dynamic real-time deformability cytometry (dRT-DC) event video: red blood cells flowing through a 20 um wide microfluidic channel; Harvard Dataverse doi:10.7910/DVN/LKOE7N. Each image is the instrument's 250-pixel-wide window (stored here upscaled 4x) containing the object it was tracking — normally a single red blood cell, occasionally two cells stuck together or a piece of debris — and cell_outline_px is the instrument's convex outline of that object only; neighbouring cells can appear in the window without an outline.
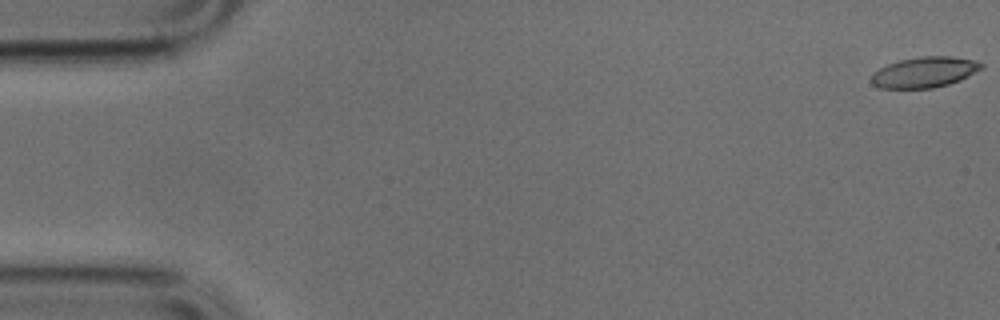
{"species": "common noctule bat (a hibernating species)", "species_latin": "Nyctalus noctula", "temperature_condition": "cold", "stored_images_in_passage": 23, "camera_frame_rate_fps": 3000, "um_per_image_px": 0.085, "animal": {"sex": "male", "body_mass_g": 17.9, "forearm_length_mm": 54.2}, "frame": {"image": 1, "passage_image": 1, "time_ms": 0.0, "image_size_px": [1000, 320], "cell_outline_px": [[984, 68], [960, 80], [948, 84], [932, 88], [880, 88], [872, 84], [872, 72], [888, 64], [900, 60], [920, 56], [948, 56], [976, 60], [984, 64]], "centroid_in_image_um": [78.6, 6.13], "position_along_channel_um": 6.4, "area_um2": 19.65}}
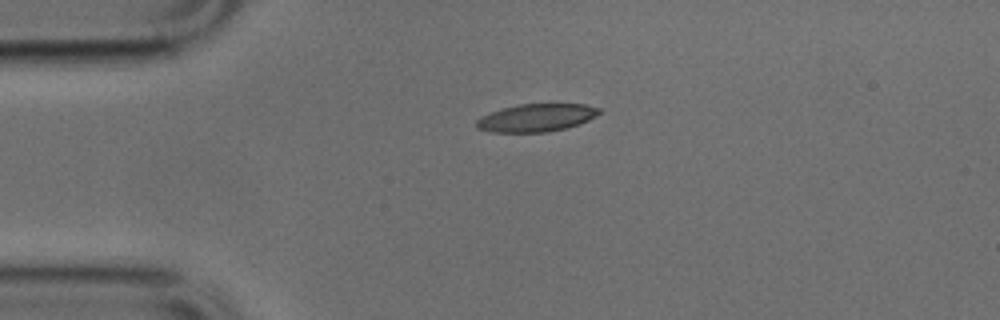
{"frame": {"image": 2, "passage_image": 12, "time_ms": 3.667, "image_size_px": [1000, 320], "cell_outline_px": [[600, 112], [596, 116], [580, 124], [568, 128], [548, 132], [492, 132], [476, 128], [476, 120], [480, 116], [504, 108], [520, 104], [584, 104], [600, 108]], "centroid_in_image_um": [45.6, 10.01], "position_along_channel_um": 39.4, "area_um2": 19.88}}